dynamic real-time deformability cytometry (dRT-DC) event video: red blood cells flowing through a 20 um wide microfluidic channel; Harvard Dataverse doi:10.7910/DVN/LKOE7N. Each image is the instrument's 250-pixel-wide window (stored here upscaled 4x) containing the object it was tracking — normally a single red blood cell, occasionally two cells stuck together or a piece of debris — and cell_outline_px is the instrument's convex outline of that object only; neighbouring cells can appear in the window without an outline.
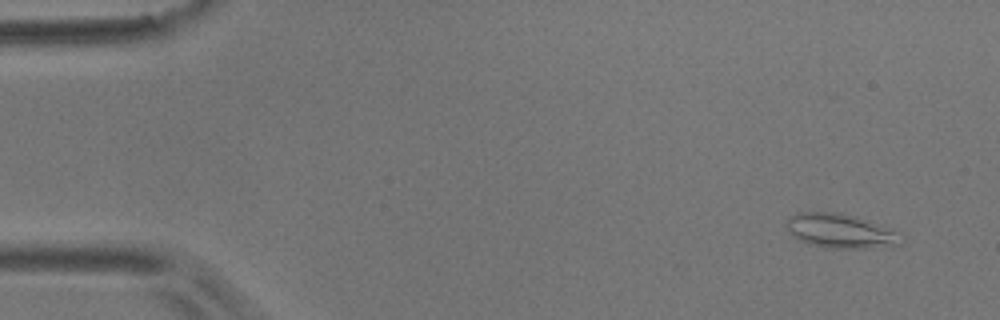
{"species": "common noctule bat (a hibernating species)", "species_latin": "Nyctalus noctula", "temperature_condition": "room temperature", "stored_images_in_passage": 6, "camera_frame_rate_fps": 3000, "um_per_image_px": 0.085, "animal": {"sex": "male", "body_mass_g": 17.9}, "frame": {"image": 1, "passage_image": 1, "time_ms": 0.0, "image_size_px": [1000, 320], "cell_outline_px": [[904, 240], [900, 244], [892, 248], [828, 248], [808, 244], [792, 236], [784, 224], [788, 216], [796, 212], [840, 212], [856, 216], [892, 228], [900, 232]], "centroid_in_image_um": [71.49, 19.63], "position_along_channel_um": 13.5, "area_um2": 23.76}}
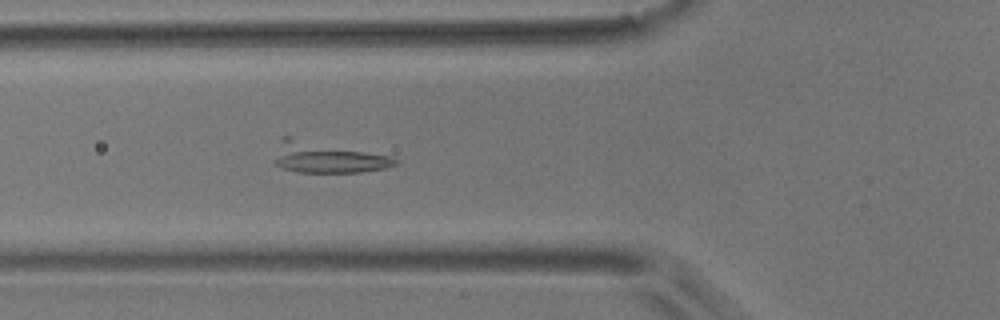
{"frame": {"image": 2, "passage_image": 6, "time_ms": 5.667, "image_size_px": [1000, 320], "cell_outline_px": [[400, 164], [384, 168], [360, 172], [296, 172], [272, 164], [272, 160], [280, 136], [288, 136], [388, 156], [400, 160]], "centroid_in_image_um": [27.71, 13.38], "position_along_channel_um": 98.1, "area_um2": 21.73}}